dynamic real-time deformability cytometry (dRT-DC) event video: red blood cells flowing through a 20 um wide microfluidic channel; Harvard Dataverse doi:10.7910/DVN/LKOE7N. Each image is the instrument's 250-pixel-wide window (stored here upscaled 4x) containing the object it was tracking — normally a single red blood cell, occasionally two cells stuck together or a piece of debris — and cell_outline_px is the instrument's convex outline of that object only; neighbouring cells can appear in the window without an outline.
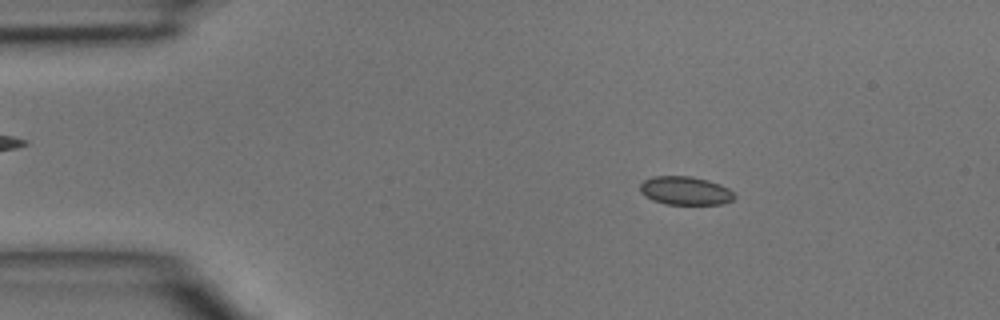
{"species": "common noctule bat (a hibernating species)", "species_latin": "Nyctalus noctula", "temperature_condition": "room temperature", "stored_images_in_passage": 45, "camera_frame_rate_fps": 3000, "um_per_image_px": 0.085, "animal": {"sex": "male", "body_mass_g": 15.6}, "frame": {"image": 1, "passage_image": 7, "time_ms": 2.0, "image_size_px": [1000, 320], "cell_outline_px": [[736, 196], [732, 200], [724, 204], [664, 204], [652, 200], [644, 196], [640, 192], [640, 184], [644, 180], [652, 176], [692, 176], [708, 180], [720, 184], [728, 188]], "centroid_in_image_um": [58.23, 16.21], "position_along_channel_um": 26.8, "area_um2": 15.78}}
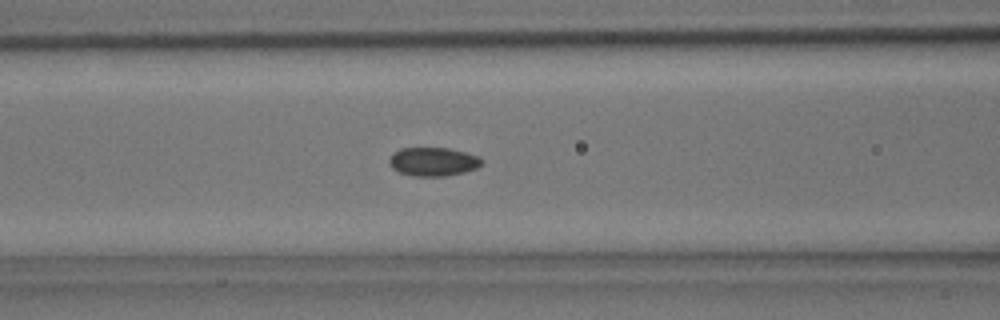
{"frame": {"image": 2, "passage_image": 18, "time_ms": 5.667, "image_size_px": [1000, 320], "cell_outline_px": [[484, 164], [476, 168], [464, 172], [444, 176], [412, 176], [400, 172], [392, 168], [388, 164], [388, 160], [400, 148], [448, 148], [480, 156], [484, 160]], "centroid_in_image_um": [36.85, 13.74], "position_along_channel_um": 129.7, "area_um2": 15.49}}
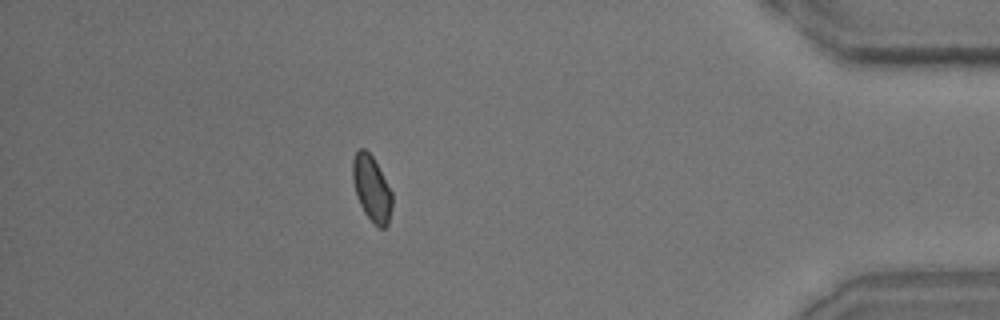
{"frame": {"image": 3, "passage_image": 40, "time_ms": 13.0, "image_size_px": [1000, 320], "cell_outline_px": [[392, 208], [388, 224], [384, 228], [380, 228], [364, 212], [356, 196], [352, 180], [352, 160], [356, 152], [360, 148], [364, 148], [372, 156], [392, 192]], "centroid_in_image_um": [31.58, 16.01], "position_along_channel_um": 403.6, "area_um2": 14.97}}